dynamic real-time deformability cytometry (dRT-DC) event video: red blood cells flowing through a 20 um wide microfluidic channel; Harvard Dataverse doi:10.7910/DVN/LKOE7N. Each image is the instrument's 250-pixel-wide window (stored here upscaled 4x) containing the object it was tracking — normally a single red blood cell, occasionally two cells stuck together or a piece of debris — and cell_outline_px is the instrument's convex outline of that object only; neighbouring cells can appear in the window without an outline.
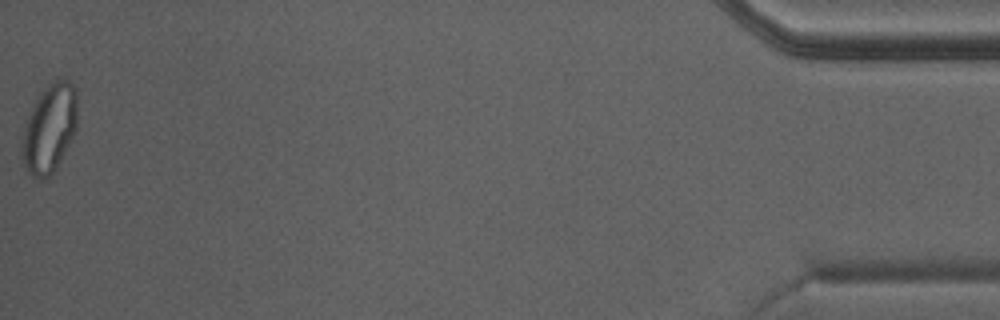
{"species": "Egyptian fruit bat (a non-hibernating species)", "species_latin": "Rousettus aegyptiacus", "temperature_condition": "warm", "stored_images_in_passage": 43, "camera_frame_rate_fps": 3000, "um_per_image_px": 0.085, "animal": {"sex": "male"}, "frame": {"image": 1, "passage_image": 43, "time_ms": 14.0, "image_size_px": [1000, 320], "cell_outline_px": [[76, 128], [72, 136], [52, 172], [48, 176], [36, 180], [28, 172], [20, 160], [20, 140], [28, 116], [40, 92], [56, 80], [68, 80], [76, 88]], "centroid_in_image_um": [4.14, 10.93], "position_along_channel_um": 431.1, "area_um2": 28.15}}